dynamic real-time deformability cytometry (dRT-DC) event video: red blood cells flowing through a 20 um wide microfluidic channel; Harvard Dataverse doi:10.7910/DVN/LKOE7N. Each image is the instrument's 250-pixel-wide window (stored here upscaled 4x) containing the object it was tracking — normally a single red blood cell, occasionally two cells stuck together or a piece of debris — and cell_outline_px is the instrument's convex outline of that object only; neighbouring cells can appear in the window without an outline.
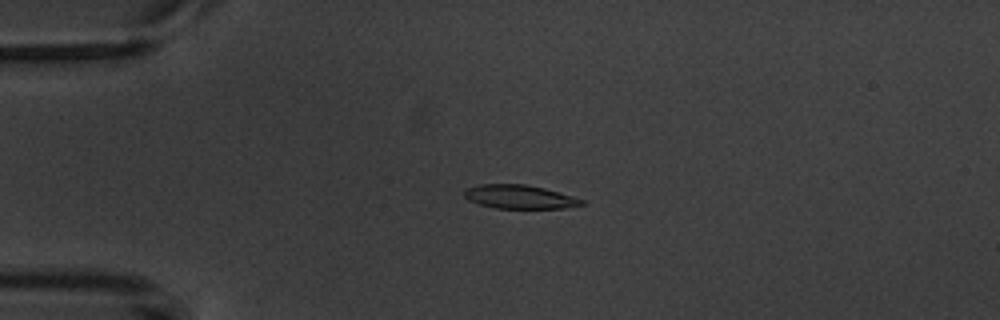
{"species": "common noctule bat (a hibernating species)", "species_latin": "Nyctalus noctula", "temperature_condition": "warm", "stored_images_in_passage": 4, "camera_frame_rate_fps": 3000, "um_per_image_px": 0.085, "animal": {"sex": "male", "body_mass_g": 20.1, "forearm_length_mm": 53.5}, "frame": {"image": 1, "passage_image": 4, "time_ms": 3.333, "image_size_px": [1000, 320], "cell_outline_px": [[588, 204], [564, 208], [496, 208], [480, 204], [468, 200], [464, 196], [464, 192], [468, 188], [480, 184], [524, 184], [544, 188], [584, 200]], "centroid_in_image_um": [44.18, 16.73], "position_along_channel_um": 40.8, "area_um2": 16.07}}